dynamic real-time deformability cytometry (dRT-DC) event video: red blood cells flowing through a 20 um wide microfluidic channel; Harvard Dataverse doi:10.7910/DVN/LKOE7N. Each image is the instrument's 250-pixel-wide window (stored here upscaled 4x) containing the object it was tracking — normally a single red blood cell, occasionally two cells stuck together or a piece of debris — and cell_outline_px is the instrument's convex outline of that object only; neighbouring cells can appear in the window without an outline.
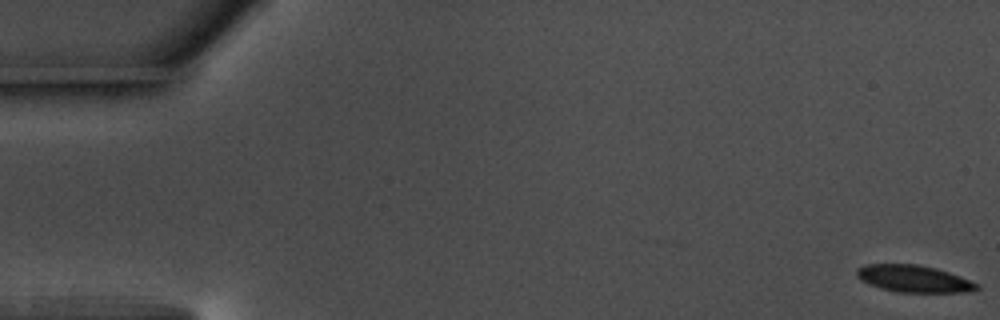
{"species": "common noctule bat (a hibernating species)", "species_latin": "Nyctalus noctula", "temperature_condition": "warm", "stored_images_in_passage": 7, "camera_frame_rate_fps": 3000, "um_per_image_px": 0.085, "animal": {"sex": "male", "body_mass_g": 17.5, "forearm_length_mm": 52.3}, "frame": {"image": 1, "passage_image": 1, "time_ms": 0.0, "image_size_px": [1000, 320], "cell_outline_px": [[980, 288], [964, 292], [900, 292], [880, 288], [860, 280], [856, 276], [856, 268], [864, 264], [916, 264], [936, 268], [960, 276], [980, 284]], "centroid_in_image_um": [77.65, 23.68], "position_along_channel_um": 7.4, "area_um2": 18.9}}